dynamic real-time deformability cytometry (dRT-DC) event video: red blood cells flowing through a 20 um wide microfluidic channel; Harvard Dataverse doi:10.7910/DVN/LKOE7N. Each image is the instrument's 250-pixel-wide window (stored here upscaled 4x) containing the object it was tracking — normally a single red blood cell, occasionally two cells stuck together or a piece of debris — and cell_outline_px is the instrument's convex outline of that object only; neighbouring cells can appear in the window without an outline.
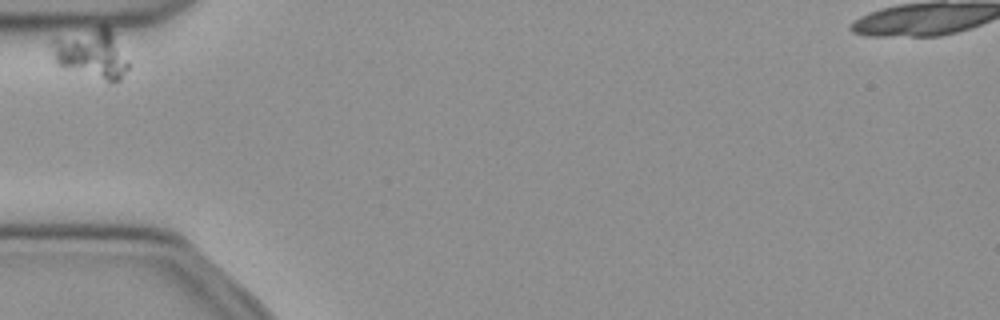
{"species": "common noctule bat (a hibernating species)", "species_latin": "Nyctalus noctula", "temperature_condition": "cold", "stored_images_in_passage": 31, "camera_frame_rate_fps": 3000, "um_per_image_px": 0.085, "animal": {"sex": "female", "body_mass_g": 21.9}, "frame": {"image": 1, "passage_image": 1, "time_ms": 0.0, "image_size_px": [1000, 320], "cell_outline_px": [[128, 68], [120, 80], [112, 84], [64, 68], [56, 64], [48, 48], [48, 44], [52, 40], [100, 24], [104, 24], [112, 32], [128, 60]], "centroid_in_image_um": [7.75, 4.58], "position_along_channel_um": 77.3, "area_um2": 22.48}}
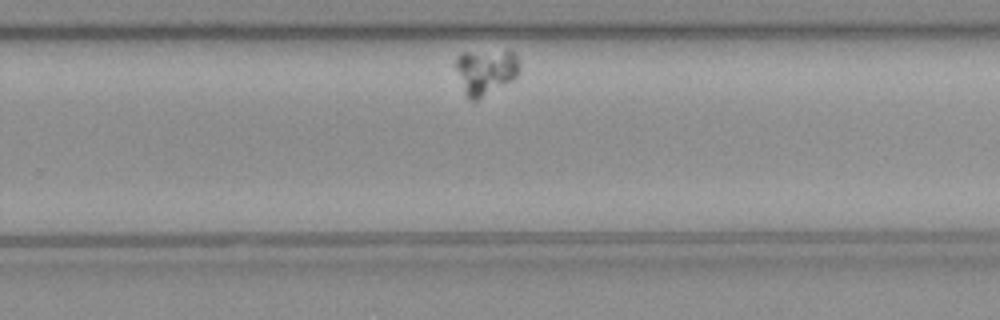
{"frame": {"image": 2, "passage_image": 23, "time_ms": 7.333, "image_size_px": [1000, 320], "cell_outline_px": [[520, 72], [512, 80], [476, 100], [472, 100], [464, 92], [456, 68], [456, 56], [460, 52], [508, 48], [516, 56], [520, 68]], "centroid_in_image_um": [41.3, 6.0], "position_along_channel_um": 288.5, "area_um2": 17.17}}
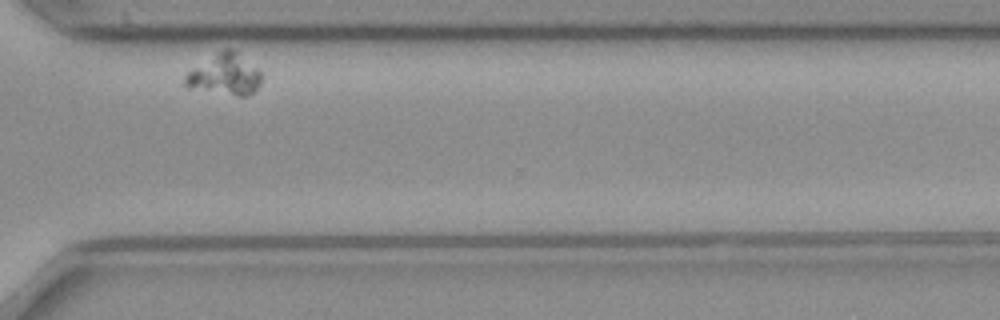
{"frame": {"image": 3, "passage_image": 29, "time_ms": 9.333, "image_size_px": [1000, 320], "cell_outline_px": [[260, 84], [248, 96], [240, 96], [188, 88], [184, 84], [184, 76], [188, 72], [224, 48], [232, 48], [256, 68], [260, 72]], "centroid_in_image_um": [19.09, 6.35], "position_along_channel_um": 351.5, "area_um2": 17.8}}